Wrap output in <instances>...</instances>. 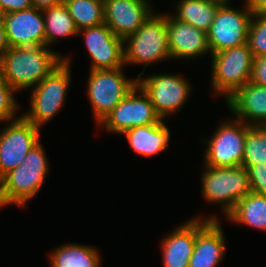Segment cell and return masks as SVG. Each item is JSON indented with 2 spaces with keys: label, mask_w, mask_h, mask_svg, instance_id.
Returning <instances> with one entry per match:
<instances>
[{
  "label": "cell",
  "mask_w": 266,
  "mask_h": 267,
  "mask_svg": "<svg viewBox=\"0 0 266 267\" xmlns=\"http://www.w3.org/2000/svg\"><path fill=\"white\" fill-rule=\"evenodd\" d=\"M4 13L2 9L0 8V22H3Z\"/></svg>",
  "instance_id": "e575fe53"
},
{
  "label": "cell",
  "mask_w": 266,
  "mask_h": 267,
  "mask_svg": "<svg viewBox=\"0 0 266 267\" xmlns=\"http://www.w3.org/2000/svg\"><path fill=\"white\" fill-rule=\"evenodd\" d=\"M32 6V0H0V8L4 14L28 9Z\"/></svg>",
  "instance_id": "4dcf8cb0"
},
{
  "label": "cell",
  "mask_w": 266,
  "mask_h": 267,
  "mask_svg": "<svg viewBox=\"0 0 266 267\" xmlns=\"http://www.w3.org/2000/svg\"><path fill=\"white\" fill-rule=\"evenodd\" d=\"M250 81L261 86H266V54L253 59Z\"/></svg>",
  "instance_id": "f546056e"
},
{
  "label": "cell",
  "mask_w": 266,
  "mask_h": 267,
  "mask_svg": "<svg viewBox=\"0 0 266 267\" xmlns=\"http://www.w3.org/2000/svg\"><path fill=\"white\" fill-rule=\"evenodd\" d=\"M0 130V179L15 169L40 139V129L22 115Z\"/></svg>",
  "instance_id": "7c38bea8"
},
{
  "label": "cell",
  "mask_w": 266,
  "mask_h": 267,
  "mask_svg": "<svg viewBox=\"0 0 266 267\" xmlns=\"http://www.w3.org/2000/svg\"><path fill=\"white\" fill-rule=\"evenodd\" d=\"M9 48L10 46L7 41L4 23L0 22V59L4 56Z\"/></svg>",
  "instance_id": "d6a6232c"
},
{
  "label": "cell",
  "mask_w": 266,
  "mask_h": 267,
  "mask_svg": "<svg viewBox=\"0 0 266 267\" xmlns=\"http://www.w3.org/2000/svg\"><path fill=\"white\" fill-rule=\"evenodd\" d=\"M201 175L202 195L208 203L221 205L226 216L235 205L251 192L248 170L236 167L204 166Z\"/></svg>",
  "instance_id": "5b68a950"
},
{
  "label": "cell",
  "mask_w": 266,
  "mask_h": 267,
  "mask_svg": "<svg viewBox=\"0 0 266 267\" xmlns=\"http://www.w3.org/2000/svg\"><path fill=\"white\" fill-rule=\"evenodd\" d=\"M84 36L86 50L91 59V70L124 67L123 39L105 24L78 30Z\"/></svg>",
  "instance_id": "5bb4252c"
},
{
  "label": "cell",
  "mask_w": 266,
  "mask_h": 267,
  "mask_svg": "<svg viewBox=\"0 0 266 267\" xmlns=\"http://www.w3.org/2000/svg\"><path fill=\"white\" fill-rule=\"evenodd\" d=\"M195 244V217L161 240L163 267H189Z\"/></svg>",
  "instance_id": "d6986e66"
},
{
  "label": "cell",
  "mask_w": 266,
  "mask_h": 267,
  "mask_svg": "<svg viewBox=\"0 0 266 267\" xmlns=\"http://www.w3.org/2000/svg\"><path fill=\"white\" fill-rule=\"evenodd\" d=\"M225 217L231 223L266 232V196L251 191Z\"/></svg>",
  "instance_id": "7402d4cb"
},
{
  "label": "cell",
  "mask_w": 266,
  "mask_h": 267,
  "mask_svg": "<svg viewBox=\"0 0 266 267\" xmlns=\"http://www.w3.org/2000/svg\"><path fill=\"white\" fill-rule=\"evenodd\" d=\"M78 30L104 23L103 0H64Z\"/></svg>",
  "instance_id": "d4e9b609"
},
{
  "label": "cell",
  "mask_w": 266,
  "mask_h": 267,
  "mask_svg": "<svg viewBox=\"0 0 266 267\" xmlns=\"http://www.w3.org/2000/svg\"><path fill=\"white\" fill-rule=\"evenodd\" d=\"M216 216L195 217V244L189 267H217L225 257L226 237Z\"/></svg>",
  "instance_id": "4fadbf2b"
},
{
  "label": "cell",
  "mask_w": 266,
  "mask_h": 267,
  "mask_svg": "<svg viewBox=\"0 0 266 267\" xmlns=\"http://www.w3.org/2000/svg\"><path fill=\"white\" fill-rule=\"evenodd\" d=\"M71 59L65 56L64 61L58 67L31 89L29 104L31 109L22 116L35 126L42 128L64 107L72 82Z\"/></svg>",
  "instance_id": "277c9868"
},
{
  "label": "cell",
  "mask_w": 266,
  "mask_h": 267,
  "mask_svg": "<svg viewBox=\"0 0 266 267\" xmlns=\"http://www.w3.org/2000/svg\"><path fill=\"white\" fill-rule=\"evenodd\" d=\"M33 6L37 9H46L64 3V0H32Z\"/></svg>",
  "instance_id": "836d02e7"
},
{
  "label": "cell",
  "mask_w": 266,
  "mask_h": 267,
  "mask_svg": "<svg viewBox=\"0 0 266 267\" xmlns=\"http://www.w3.org/2000/svg\"><path fill=\"white\" fill-rule=\"evenodd\" d=\"M212 94L230 98L251 80L253 55L248 43L211 54Z\"/></svg>",
  "instance_id": "8992f818"
},
{
  "label": "cell",
  "mask_w": 266,
  "mask_h": 267,
  "mask_svg": "<svg viewBox=\"0 0 266 267\" xmlns=\"http://www.w3.org/2000/svg\"><path fill=\"white\" fill-rule=\"evenodd\" d=\"M266 164V125H247L242 166Z\"/></svg>",
  "instance_id": "484cf974"
},
{
  "label": "cell",
  "mask_w": 266,
  "mask_h": 267,
  "mask_svg": "<svg viewBox=\"0 0 266 267\" xmlns=\"http://www.w3.org/2000/svg\"><path fill=\"white\" fill-rule=\"evenodd\" d=\"M253 14H266V0H245Z\"/></svg>",
  "instance_id": "1f68e13d"
},
{
  "label": "cell",
  "mask_w": 266,
  "mask_h": 267,
  "mask_svg": "<svg viewBox=\"0 0 266 267\" xmlns=\"http://www.w3.org/2000/svg\"><path fill=\"white\" fill-rule=\"evenodd\" d=\"M217 126L205 142L204 165L209 167H236L242 165L247 124L238 119L227 120ZM207 143V144H206Z\"/></svg>",
  "instance_id": "ba28073f"
},
{
  "label": "cell",
  "mask_w": 266,
  "mask_h": 267,
  "mask_svg": "<svg viewBox=\"0 0 266 267\" xmlns=\"http://www.w3.org/2000/svg\"><path fill=\"white\" fill-rule=\"evenodd\" d=\"M104 23L123 40L155 11L148 0H103Z\"/></svg>",
  "instance_id": "9a60e30c"
},
{
  "label": "cell",
  "mask_w": 266,
  "mask_h": 267,
  "mask_svg": "<svg viewBox=\"0 0 266 267\" xmlns=\"http://www.w3.org/2000/svg\"><path fill=\"white\" fill-rule=\"evenodd\" d=\"M94 246L62 244L49 254L50 267H101V256Z\"/></svg>",
  "instance_id": "44dd1931"
},
{
  "label": "cell",
  "mask_w": 266,
  "mask_h": 267,
  "mask_svg": "<svg viewBox=\"0 0 266 267\" xmlns=\"http://www.w3.org/2000/svg\"><path fill=\"white\" fill-rule=\"evenodd\" d=\"M120 135L125 136L133 152L147 158L163 153L171 137L164 119L156 124L130 128Z\"/></svg>",
  "instance_id": "ffe728a7"
},
{
  "label": "cell",
  "mask_w": 266,
  "mask_h": 267,
  "mask_svg": "<svg viewBox=\"0 0 266 267\" xmlns=\"http://www.w3.org/2000/svg\"><path fill=\"white\" fill-rule=\"evenodd\" d=\"M247 43L254 58L266 54V14H253Z\"/></svg>",
  "instance_id": "4316f807"
},
{
  "label": "cell",
  "mask_w": 266,
  "mask_h": 267,
  "mask_svg": "<svg viewBox=\"0 0 266 267\" xmlns=\"http://www.w3.org/2000/svg\"><path fill=\"white\" fill-rule=\"evenodd\" d=\"M45 20V45L50 47L60 38L77 37L78 29L62 3L42 10Z\"/></svg>",
  "instance_id": "cb8c5ba5"
},
{
  "label": "cell",
  "mask_w": 266,
  "mask_h": 267,
  "mask_svg": "<svg viewBox=\"0 0 266 267\" xmlns=\"http://www.w3.org/2000/svg\"><path fill=\"white\" fill-rule=\"evenodd\" d=\"M46 45L10 47L0 59V76L16 92L32 89L63 61Z\"/></svg>",
  "instance_id": "6da1fadb"
},
{
  "label": "cell",
  "mask_w": 266,
  "mask_h": 267,
  "mask_svg": "<svg viewBox=\"0 0 266 267\" xmlns=\"http://www.w3.org/2000/svg\"><path fill=\"white\" fill-rule=\"evenodd\" d=\"M16 93L0 76V122H9L21 116V114L16 116L18 107H20L17 99L14 97Z\"/></svg>",
  "instance_id": "83f0119b"
},
{
  "label": "cell",
  "mask_w": 266,
  "mask_h": 267,
  "mask_svg": "<svg viewBox=\"0 0 266 267\" xmlns=\"http://www.w3.org/2000/svg\"><path fill=\"white\" fill-rule=\"evenodd\" d=\"M243 10L235 9L230 2H223L207 32L211 54L247 43L253 13L244 0ZM230 5V6H229Z\"/></svg>",
  "instance_id": "9c48e42d"
},
{
  "label": "cell",
  "mask_w": 266,
  "mask_h": 267,
  "mask_svg": "<svg viewBox=\"0 0 266 267\" xmlns=\"http://www.w3.org/2000/svg\"><path fill=\"white\" fill-rule=\"evenodd\" d=\"M3 23L10 47L45 45V20L41 9L32 6L5 13Z\"/></svg>",
  "instance_id": "2e32d148"
},
{
  "label": "cell",
  "mask_w": 266,
  "mask_h": 267,
  "mask_svg": "<svg viewBox=\"0 0 266 267\" xmlns=\"http://www.w3.org/2000/svg\"><path fill=\"white\" fill-rule=\"evenodd\" d=\"M124 66L143 65L138 76L144 75L146 67L163 60H171L168 45L167 13L153 12L143 25L123 40Z\"/></svg>",
  "instance_id": "3957f363"
},
{
  "label": "cell",
  "mask_w": 266,
  "mask_h": 267,
  "mask_svg": "<svg viewBox=\"0 0 266 267\" xmlns=\"http://www.w3.org/2000/svg\"><path fill=\"white\" fill-rule=\"evenodd\" d=\"M124 68L89 72L87 95L97 126L137 84V78L125 77Z\"/></svg>",
  "instance_id": "52a82bcc"
},
{
  "label": "cell",
  "mask_w": 266,
  "mask_h": 267,
  "mask_svg": "<svg viewBox=\"0 0 266 267\" xmlns=\"http://www.w3.org/2000/svg\"><path fill=\"white\" fill-rule=\"evenodd\" d=\"M175 14L172 16L199 30L208 32L216 17L219 6L218 0H179Z\"/></svg>",
  "instance_id": "603a6c76"
},
{
  "label": "cell",
  "mask_w": 266,
  "mask_h": 267,
  "mask_svg": "<svg viewBox=\"0 0 266 267\" xmlns=\"http://www.w3.org/2000/svg\"><path fill=\"white\" fill-rule=\"evenodd\" d=\"M218 1H221V2H229L230 0H218Z\"/></svg>",
  "instance_id": "d590c367"
},
{
  "label": "cell",
  "mask_w": 266,
  "mask_h": 267,
  "mask_svg": "<svg viewBox=\"0 0 266 267\" xmlns=\"http://www.w3.org/2000/svg\"><path fill=\"white\" fill-rule=\"evenodd\" d=\"M243 167L248 170L251 191L266 196V164Z\"/></svg>",
  "instance_id": "f1b7e54d"
},
{
  "label": "cell",
  "mask_w": 266,
  "mask_h": 267,
  "mask_svg": "<svg viewBox=\"0 0 266 267\" xmlns=\"http://www.w3.org/2000/svg\"><path fill=\"white\" fill-rule=\"evenodd\" d=\"M161 120L148 95L136 84L98 125L106 132L120 135L130 128L156 124Z\"/></svg>",
  "instance_id": "8fae6325"
},
{
  "label": "cell",
  "mask_w": 266,
  "mask_h": 267,
  "mask_svg": "<svg viewBox=\"0 0 266 267\" xmlns=\"http://www.w3.org/2000/svg\"><path fill=\"white\" fill-rule=\"evenodd\" d=\"M225 102L236 119L247 125H266V86L248 81Z\"/></svg>",
  "instance_id": "ac0fdd59"
},
{
  "label": "cell",
  "mask_w": 266,
  "mask_h": 267,
  "mask_svg": "<svg viewBox=\"0 0 266 267\" xmlns=\"http://www.w3.org/2000/svg\"><path fill=\"white\" fill-rule=\"evenodd\" d=\"M187 81L188 79L171 73L137 77V84L148 95L156 113L164 120L183 108L190 98L192 87Z\"/></svg>",
  "instance_id": "30bf717a"
},
{
  "label": "cell",
  "mask_w": 266,
  "mask_h": 267,
  "mask_svg": "<svg viewBox=\"0 0 266 267\" xmlns=\"http://www.w3.org/2000/svg\"><path fill=\"white\" fill-rule=\"evenodd\" d=\"M39 141L15 169L0 179V208L16 205L24 208L42 188L48 176L47 154Z\"/></svg>",
  "instance_id": "7a4b0ae2"
},
{
  "label": "cell",
  "mask_w": 266,
  "mask_h": 267,
  "mask_svg": "<svg viewBox=\"0 0 266 267\" xmlns=\"http://www.w3.org/2000/svg\"><path fill=\"white\" fill-rule=\"evenodd\" d=\"M168 45L171 59L190 60L211 54L207 33L167 13Z\"/></svg>",
  "instance_id": "e0dca14e"
}]
</instances>
